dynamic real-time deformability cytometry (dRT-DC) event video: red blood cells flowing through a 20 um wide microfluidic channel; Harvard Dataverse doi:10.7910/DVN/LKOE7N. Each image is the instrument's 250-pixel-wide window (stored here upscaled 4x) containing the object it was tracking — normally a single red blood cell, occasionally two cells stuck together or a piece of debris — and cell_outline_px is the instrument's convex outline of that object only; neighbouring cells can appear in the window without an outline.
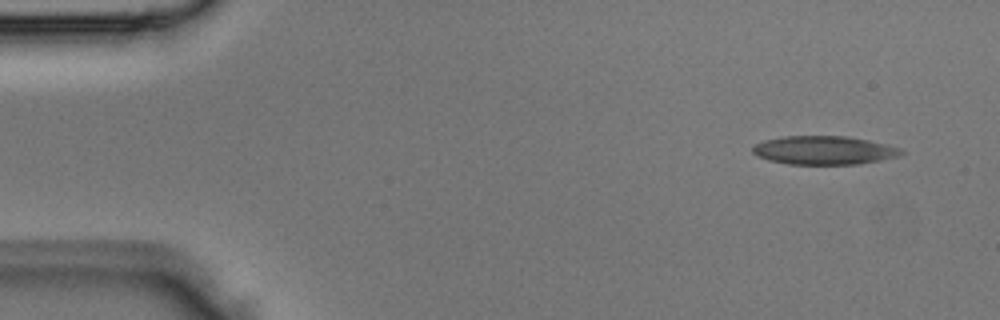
{"species": "Egyptian fruit bat (a non-hibernating species)", "species_latin": "Rousettus aegyptiacus", "temperature_condition": "room temperature", "stored_images_in_passage": 3, "camera_frame_rate_fps": 3000, "um_per_image_px": 0.085, "animal": {"sex": "male"}, "frame": {"image": 1, "passage_image": 1, "time_ms": 0.0, "image_size_px": [1000, 320], "cell_outline_px": [[904, 152], [900, 156], [860, 164], [788, 164], [768, 160], [756, 156], [752, 152], [752, 148], [756, 144], [764, 140], [784, 136], [848, 136], [888, 144], [900, 148]], "centroid_in_image_um": [70.05, 12.77], "position_along_channel_um": 15.0, "area_um2": 24.85}}
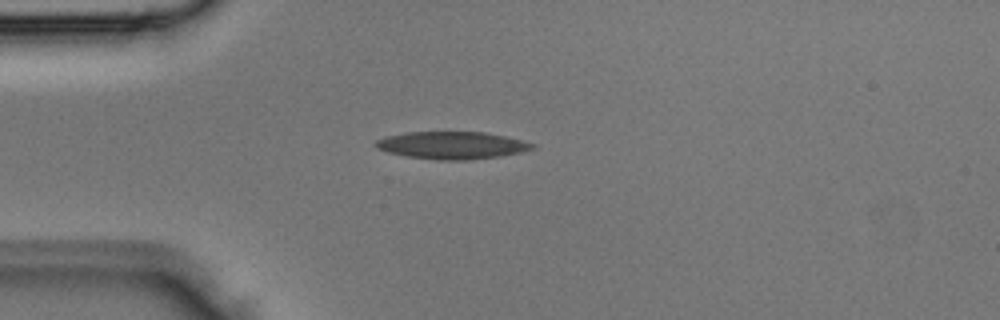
{"frame": {"image": 2, "passage_image": 3, "time_ms": 0.667, "image_size_px": [1000, 320], "cell_outline_px": [[536, 144], [532, 148], [520, 152], [500, 156], [468, 160], [440, 160], [408, 156], [388, 152], [376, 148], [372, 144], [376, 140], [384, 136], [404, 132], [484, 132], [504, 136]], "centroid_in_image_um": [38.34, 12.34], "position_along_channel_um": 46.7, "area_um2": 24.91}}